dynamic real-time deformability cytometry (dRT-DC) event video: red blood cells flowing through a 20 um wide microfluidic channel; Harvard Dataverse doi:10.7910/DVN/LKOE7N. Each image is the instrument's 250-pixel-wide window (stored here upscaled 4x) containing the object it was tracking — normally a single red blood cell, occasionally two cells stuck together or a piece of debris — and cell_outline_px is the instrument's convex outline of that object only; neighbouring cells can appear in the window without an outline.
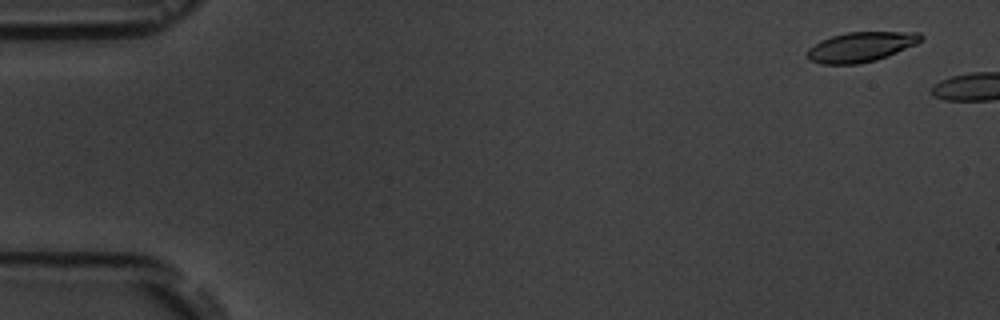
{"species": "common noctule bat (a hibernating species)", "species_latin": "Nyctalus noctula", "temperature_condition": "room temperature", "stored_images_in_passage": 4, "camera_frame_rate_fps": 3000, "um_per_image_px": 0.085, "animal": {"sex": "male", "body_mass_g": 19.5, "forearm_length_mm": 54.6}, "frame": {"image": 1, "passage_image": 1, "time_ms": 0.0, "image_size_px": [1000, 320], "cell_outline_px": [[924, 36], [916, 44], [888, 56], [876, 60], [856, 64], [820, 64], [808, 60], [808, 48], [820, 40], [832, 36], [848, 32], [920, 32]], "centroid_in_image_um": [73.16, 3.99], "position_along_channel_um": 11.8, "area_um2": 19.77}}